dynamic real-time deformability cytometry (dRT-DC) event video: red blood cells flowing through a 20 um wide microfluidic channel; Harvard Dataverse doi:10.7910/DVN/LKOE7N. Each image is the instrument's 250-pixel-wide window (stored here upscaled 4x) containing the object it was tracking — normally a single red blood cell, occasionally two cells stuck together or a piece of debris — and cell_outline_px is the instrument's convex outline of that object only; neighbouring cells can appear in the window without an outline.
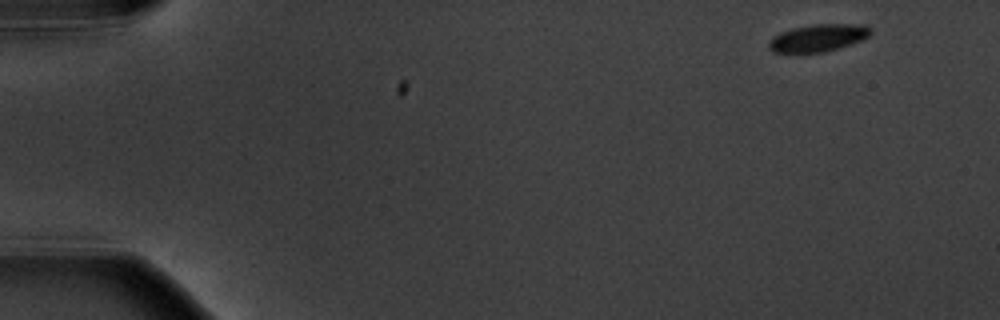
{"species": "common noctule bat (a hibernating species)", "species_latin": "Nyctalus noctula", "temperature_condition": "warm", "stored_images_in_passage": 4, "camera_frame_rate_fps": 3000, "um_per_image_px": 0.085, "animal": {"sex": "male", "body_mass_g": 20.1, "forearm_length_mm": 53.5}, "frame": {"image": 1, "passage_image": 1, "time_ms": 0.0, "image_size_px": [1000, 320], "cell_outline_px": [[872, 32], [868, 36], [860, 40], [824, 52], [772, 52], [768, 48], [768, 44], [772, 36], [780, 32], [792, 28], [816, 24], [864, 24], [872, 28]], "centroid_in_image_um": [69.52, 3.2], "position_along_channel_um": 15.5, "area_um2": 16.07}}